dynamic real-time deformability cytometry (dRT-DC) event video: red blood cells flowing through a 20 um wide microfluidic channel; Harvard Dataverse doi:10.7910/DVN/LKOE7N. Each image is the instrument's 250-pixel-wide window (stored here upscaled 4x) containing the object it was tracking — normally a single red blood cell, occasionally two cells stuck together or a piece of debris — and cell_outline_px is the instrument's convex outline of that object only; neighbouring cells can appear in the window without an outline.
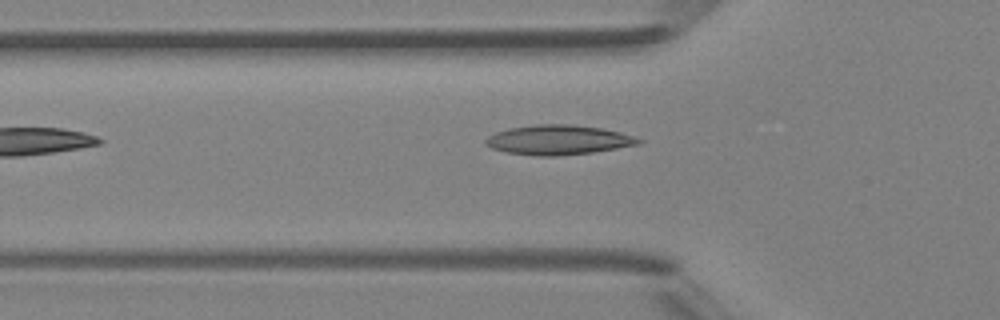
{"species": "Egyptian fruit bat (a non-hibernating species)", "species_latin": "Rousettus aegyptiacus", "temperature_condition": "room temperature", "stored_images_in_passage": 4, "camera_frame_rate_fps": 3000, "um_per_image_px": 0.085, "animal": {"sex": "female"}, "frame": {"image": 1, "passage_image": 4, "time_ms": 4.333, "image_size_px": [1000, 320], "cell_outline_px": [[644, 140], [640, 144], [592, 152], [556, 156], [536, 156], [504, 152], [492, 148], [484, 144], [484, 140], [488, 136], [496, 132], [508, 128], [536, 124], [572, 124], [600, 128], [620, 132]], "centroid_in_image_um": [47.41, 11.89], "position_along_channel_um": 78.4, "area_um2": 26.47}}